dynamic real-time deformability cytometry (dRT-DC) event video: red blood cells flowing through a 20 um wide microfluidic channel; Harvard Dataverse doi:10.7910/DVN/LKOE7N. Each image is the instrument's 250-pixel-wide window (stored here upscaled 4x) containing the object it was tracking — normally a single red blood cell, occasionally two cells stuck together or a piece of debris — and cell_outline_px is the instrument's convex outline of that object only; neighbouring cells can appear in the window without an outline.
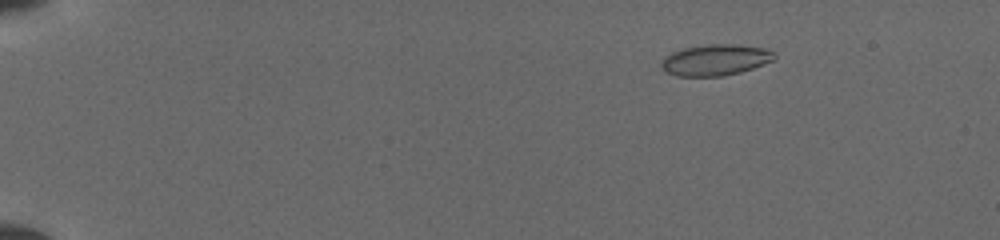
{"species": "common noctule bat (a hibernating species)", "species_latin": "Nyctalus noctula", "temperature_condition": "cold", "stored_images_in_passage": 7, "camera_frame_rate_fps": 3000, "um_per_image_px": 0.085, "animal": {"sex": "female", "body_mass_g": 19.5, "forearm_length_mm": 54.1}, "frame": {"image": 1, "passage_image": 2, "time_ms": 1.0, "image_size_px": [1000, 240], "cell_outline_px": [[776, 60], [740, 72], [724, 76], [676, 76], [664, 72], [660, 64], [664, 56], [672, 52], [684, 48], [712, 44], [736, 44], [764, 48], [776, 52]], "centroid_in_image_um": [60.82, 5.1], "position_along_channel_um": 24.2, "area_um2": 20.69}}
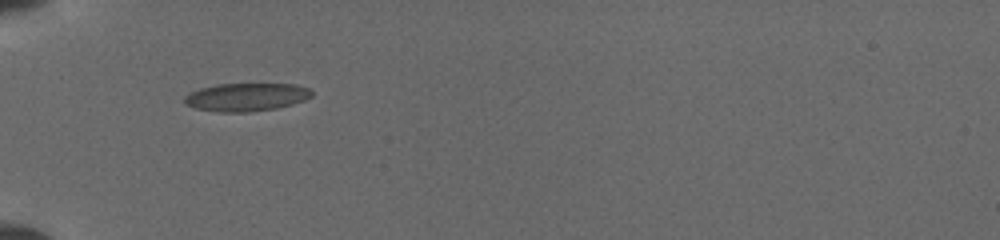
{"frame": {"image": 2, "passage_image": 6, "time_ms": 4.667, "image_size_px": [1000, 240], "cell_outline_px": [[312, 96], [304, 100], [292, 104], [276, 108], [248, 112], [220, 112], [196, 108], [184, 104], [184, 96], [200, 88], [216, 84], [296, 84], [308, 88], [312, 92]], "centroid_in_image_um": [20.93, 8.25], "position_along_channel_um": 64.1, "area_um2": 20.75}}
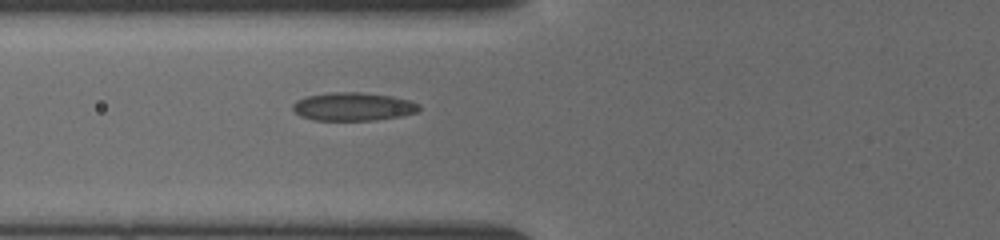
{"frame": {"image": 3, "passage_image": 7, "time_ms": 5.667, "image_size_px": [1000, 240], "cell_outline_px": [[420, 108], [416, 112], [400, 116], [376, 120], [312, 120], [300, 116], [292, 108], [292, 104], [296, 100], [308, 96], [332, 92], [360, 92], [392, 96], [408, 100], [420, 104]], "centroid_in_image_um": [30.0, 9.06], "position_along_channel_um": 95.8, "area_um2": 20.75}}